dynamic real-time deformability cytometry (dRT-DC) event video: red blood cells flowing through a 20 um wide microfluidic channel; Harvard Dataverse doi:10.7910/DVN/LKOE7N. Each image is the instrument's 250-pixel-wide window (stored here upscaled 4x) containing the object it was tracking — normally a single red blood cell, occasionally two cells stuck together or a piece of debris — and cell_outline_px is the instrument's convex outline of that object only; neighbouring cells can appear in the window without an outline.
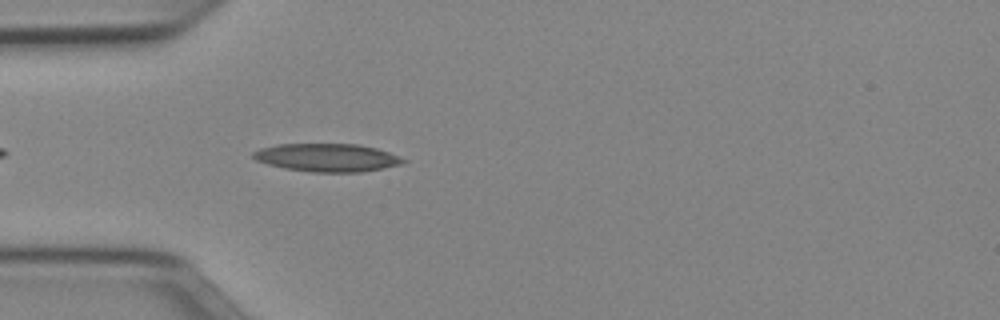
{"species": "Egyptian fruit bat (a non-hibernating species)", "species_latin": "Rousettus aegyptiacus", "temperature_condition": "cold", "stored_images_in_passage": 11, "camera_frame_rate_fps": 3000, "um_per_image_px": 0.085, "animal": {"sex": "female"}, "frame": {"image": 1, "passage_image": 4, "time_ms": 1.0, "image_size_px": [1000, 320], "cell_outline_px": [[408, 160], [400, 164], [360, 172], [312, 172], [284, 168], [268, 164], [256, 160], [252, 156], [252, 152], [260, 148], [276, 144], [356, 144], [376, 148], [400, 156]], "centroid_in_image_um": [27.77, 13.39], "position_along_channel_um": 57.2, "area_um2": 24.39}}
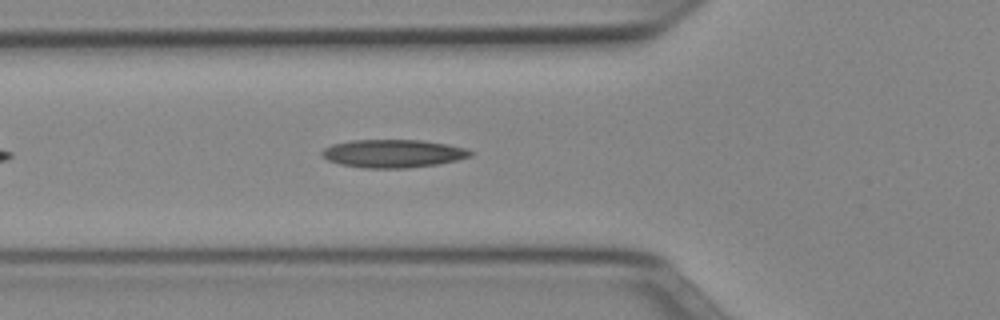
{"frame": {"image": 2, "passage_image": 7, "time_ms": 2.0, "image_size_px": [1000, 320], "cell_outline_px": [[476, 152], [472, 156], [456, 160], [436, 164], [404, 168], [364, 168], [340, 164], [328, 160], [320, 152], [324, 148], [332, 144], [352, 140], [424, 140], [448, 144], [468, 148]], "centroid_in_image_um": [33.46, 13.04], "position_along_channel_um": 92.3, "area_um2": 24.39}}